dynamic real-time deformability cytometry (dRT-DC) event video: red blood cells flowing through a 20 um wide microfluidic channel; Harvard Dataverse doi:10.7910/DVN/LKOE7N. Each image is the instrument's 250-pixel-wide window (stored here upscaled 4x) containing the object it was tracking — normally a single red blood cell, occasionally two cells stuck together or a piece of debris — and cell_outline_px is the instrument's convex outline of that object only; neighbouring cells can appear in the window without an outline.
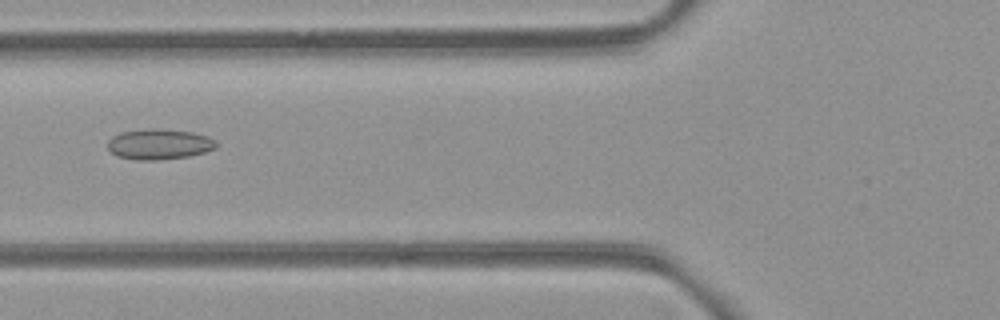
{"species": "common noctule bat (a hibernating species)", "species_latin": "Nyctalus noctula", "temperature_condition": "room temperature", "stored_images_in_passage": 6, "camera_frame_rate_fps": 3000, "um_per_image_px": 0.085, "animal": {"sex": "female", "body_mass_g": 21.9}, "frame": {"image": 1, "passage_image": 6, "time_ms": 5.667, "image_size_px": [1000, 320], "cell_outline_px": [[216, 148], [204, 152], [188, 156], [156, 160], [136, 160], [116, 156], [108, 148], [108, 140], [112, 136], [120, 132], [148, 128], [156, 128], [192, 132], [208, 136], [216, 140]], "centroid_in_image_um": [13.51, 12.25], "position_along_channel_um": 112.3, "area_um2": 19.36}}